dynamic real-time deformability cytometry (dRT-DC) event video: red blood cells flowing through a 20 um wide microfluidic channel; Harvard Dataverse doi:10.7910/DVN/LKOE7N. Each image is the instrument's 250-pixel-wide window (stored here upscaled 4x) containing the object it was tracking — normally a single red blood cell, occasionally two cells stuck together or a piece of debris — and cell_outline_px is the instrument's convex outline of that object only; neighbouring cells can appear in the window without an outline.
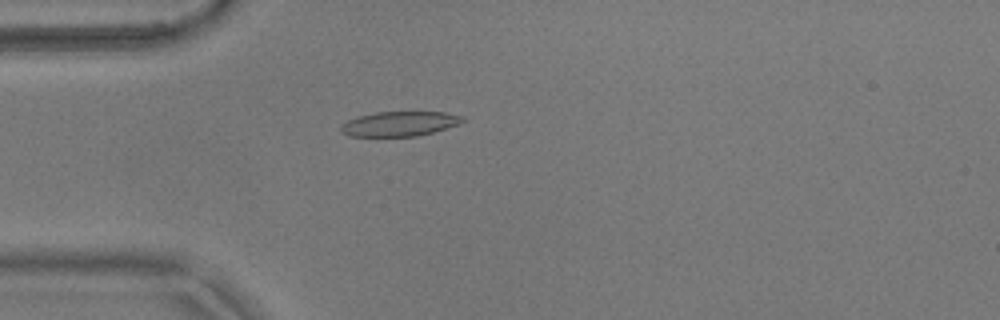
{"species": "common noctule bat (a hibernating species)", "species_latin": "Nyctalus noctula", "temperature_condition": "warm", "stored_images_in_passage": 30, "camera_frame_rate_fps": 3000, "um_per_image_px": 0.085, "animal": {"sex": "male", "body_mass_g": 17.9}, "frame": {"image": 1, "passage_image": 7, "time_ms": 2.0, "image_size_px": [1000, 320], "cell_outline_px": [[468, 120], [432, 132], [416, 136], [348, 136], [340, 132], [340, 128], [348, 120], [356, 116], [376, 112], [444, 112], [464, 116]], "centroid_in_image_um": [33.94, 10.51], "position_along_channel_um": 51.1, "area_um2": 17.46}}
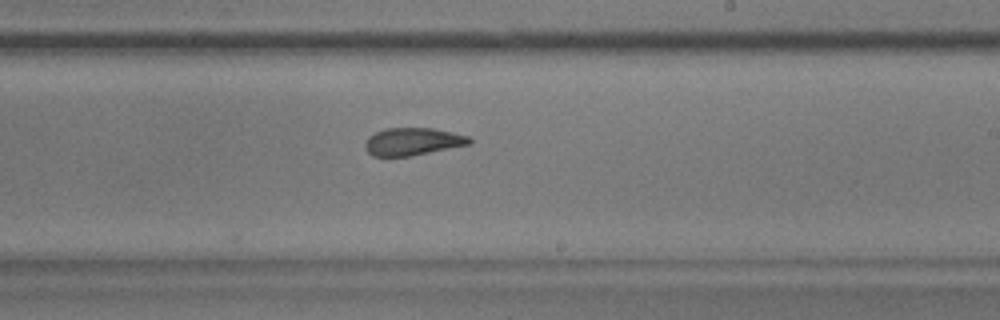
{"frame": {"image": 2, "passage_image": 24, "time_ms": 7.667, "image_size_px": [1000, 320], "cell_outline_px": [[472, 144], [412, 156], [372, 156], [364, 148], [364, 144], [368, 136], [384, 128], [432, 128], [452, 132], [468, 136], [472, 140]], "centroid_in_image_um": [35.08, 12.04], "position_along_channel_um": 253.9, "area_um2": 16.94}}
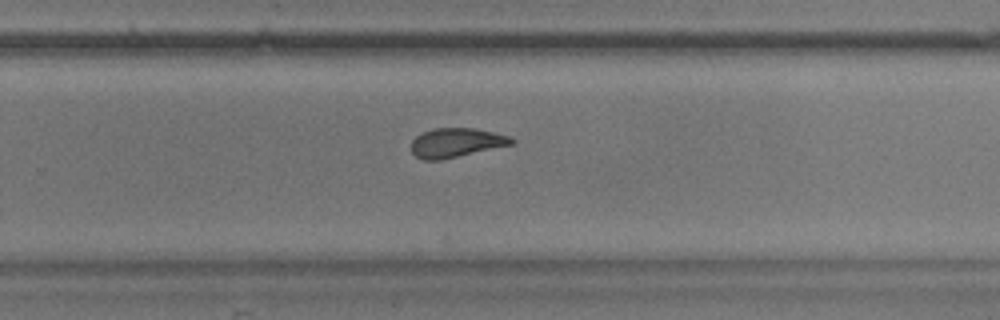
{"frame": {"image": 3, "passage_image": 27, "time_ms": 8.667, "image_size_px": [1000, 320], "cell_outline_px": [[516, 140], [512, 144], [440, 160], [424, 160], [416, 156], [412, 152], [412, 140], [420, 132], [432, 128], [472, 128], [492, 132], [508, 136]], "centroid_in_image_um": [38.72, 12.12], "position_along_channel_um": 291.1, "area_um2": 16.88}}